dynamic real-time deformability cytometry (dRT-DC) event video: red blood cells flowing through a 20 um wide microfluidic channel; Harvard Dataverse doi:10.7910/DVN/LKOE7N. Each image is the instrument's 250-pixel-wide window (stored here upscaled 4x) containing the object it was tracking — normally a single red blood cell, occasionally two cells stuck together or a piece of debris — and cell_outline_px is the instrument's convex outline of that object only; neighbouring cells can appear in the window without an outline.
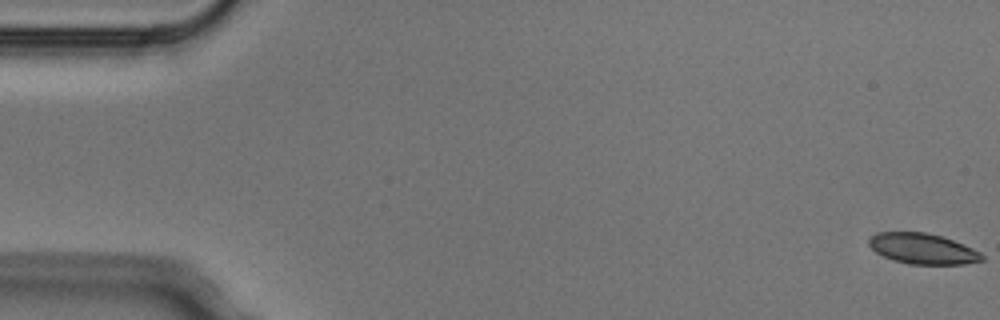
{"species": "Egyptian fruit bat (a non-hibernating species)", "species_latin": "Rousettus aegyptiacus", "temperature_condition": "cold", "stored_images_in_passage": 5, "camera_frame_rate_fps": 3000, "um_per_image_px": 0.085, "animal": {"sex": "male"}, "frame": {"image": 1, "passage_image": 1, "time_ms": 0.0, "image_size_px": [1000, 320], "cell_outline_px": [[984, 260], [964, 264], [908, 264], [884, 256], [876, 252], [868, 244], [868, 240], [872, 236], [880, 232], [924, 232], [940, 236], [964, 244], [980, 252], [984, 256]], "centroid_in_image_um": [78.45, 21.14], "position_along_channel_um": 6.6, "area_um2": 19.94}}